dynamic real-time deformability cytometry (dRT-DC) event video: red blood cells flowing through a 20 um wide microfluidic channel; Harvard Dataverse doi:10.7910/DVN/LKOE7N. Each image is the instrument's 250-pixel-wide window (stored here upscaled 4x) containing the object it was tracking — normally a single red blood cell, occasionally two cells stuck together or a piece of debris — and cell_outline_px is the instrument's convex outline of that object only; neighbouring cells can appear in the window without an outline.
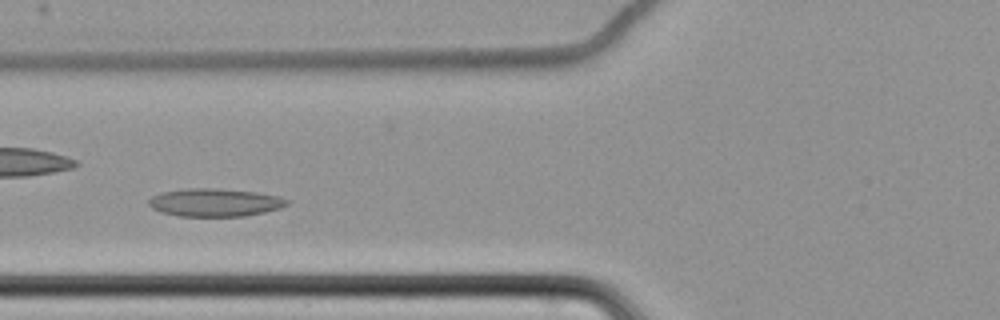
{"species": "common noctule bat (a hibernating species)", "species_latin": "Nyctalus noctula", "temperature_condition": "cold", "stored_images_in_passage": 61, "camera_frame_rate_fps": 3000, "um_per_image_px": 0.085, "animal": {"sex": "female", "body_mass_g": 22.7, "forearm_length_mm": 54.2}, "frame": {"image": 1, "passage_image": 27, "time_ms": 8.667, "image_size_px": [1000, 320], "cell_outline_px": [[288, 204], [280, 208], [264, 212], [244, 216], [180, 216], [160, 212], [152, 208], [148, 204], [148, 200], [152, 196], [160, 192], [188, 188], [216, 188], [260, 192], [280, 196], [288, 200]], "centroid_in_image_um": [18.26, 17.2], "position_along_channel_um": 107.5, "area_um2": 22.72}, "authors_computed_cell_mechanics": {"area_um2": 24.7384, "velocity_mm_per_s": 3.4085, "shape_relaxation_time_tau1_ms": null, "shape_relaxation_time_tau2_ms": 2.9901, "deformation_change_tau1": null, "deformation_change_tau2": 0.052}}